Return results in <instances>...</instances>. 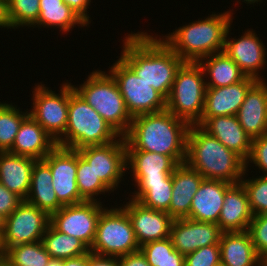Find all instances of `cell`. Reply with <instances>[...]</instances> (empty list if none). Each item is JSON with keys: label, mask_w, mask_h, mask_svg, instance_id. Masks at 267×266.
I'll return each mask as SVG.
<instances>
[{"label": "cell", "mask_w": 267, "mask_h": 266, "mask_svg": "<svg viewBox=\"0 0 267 266\" xmlns=\"http://www.w3.org/2000/svg\"><path fill=\"white\" fill-rule=\"evenodd\" d=\"M123 42L120 58L167 99L184 61L160 36H151L144 31L127 34Z\"/></svg>", "instance_id": "1"}, {"label": "cell", "mask_w": 267, "mask_h": 266, "mask_svg": "<svg viewBox=\"0 0 267 266\" xmlns=\"http://www.w3.org/2000/svg\"><path fill=\"white\" fill-rule=\"evenodd\" d=\"M189 124L167 109L132 118L124 135L126 150H141L170 156L178 165L186 161Z\"/></svg>", "instance_id": "2"}, {"label": "cell", "mask_w": 267, "mask_h": 266, "mask_svg": "<svg viewBox=\"0 0 267 266\" xmlns=\"http://www.w3.org/2000/svg\"><path fill=\"white\" fill-rule=\"evenodd\" d=\"M185 163L205 179L230 184L240 183L246 170V161L241 156L198 125L189 126Z\"/></svg>", "instance_id": "3"}, {"label": "cell", "mask_w": 267, "mask_h": 266, "mask_svg": "<svg viewBox=\"0 0 267 266\" xmlns=\"http://www.w3.org/2000/svg\"><path fill=\"white\" fill-rule=\"evenodd\" d=\"M230 11L213 13L161 36L162 40L184 61L199 62L224 49L227 29L233 23Z\"/></svg>", "instance_id": "4"}, {"label": "cell", "mask_w": 267, "mask_h": 266, "mask_svg": "<svg viewBox=\"0 0 267 266\" xmlns=\"http://www.w3.org/2000/svg\"><path fill=\"white\" fill-rule=\"evenodd\" d=\"M120 136L69 82L68 123L57 145L78 150L85 146L106 145Z\"/></svg>", "instance_id": "5"}, {"label": "cell", "mask_w": 267, "mask_h": 266, "mask_svg": "<svg viewBox=\"0 0 267 266\" xmlns=\"http://www.w3.org/2000/svg\"><path fill=\"white\" fill-rule=\"evenodd\" d=\"M75 86L74 90L121 136L128 132L133 117L128 113L119 87L109 72L95 70L83 84Z\"/></svg>", "instance_id": "6"}, {"label": "cell", "mask_w": 267, "mask_h": 266, "mask_svg": "<svg viewBox=\"0 0 267 266\" xmlns=\"http://www.w3.org/2000/svg\"><path fill=\"white\" fill-rule=\"evenodd\" d=\"M204 78V70L198 62H184L166 99V109L189 125H196L202 117L206 92Z\"/></svg>", "instance_id": "7"}, {"label": "cell", "mask_w": 267, "mask_h": 266, "mask_svg": "<svg viewBox=\"0 0 267 266\" xmlns=\"http://www.w3.org/2000/svg\"><path fill=\"white\" fill-rule=\"evenodd\" d=\"M140 250L132 224L122 205L105 207L97 221L94 242L90 252L102 256L120 257Z\"/></svg>", "instance_id": "8"}, {"label": "cell", "mask_w": 267, "mask_h": 266, "mask_svg": "<svg viewBox=\"0 0 267 266\" xmlns=\"http://www.w3.org/2000/svg\"><path fill=\"white\" fill-rule=\"evenodd\" d=\"M109 68L132 117L166 109V98L138 77L120 57Z\"/></svg>", "instance_id": "9"}, {"label": "cell", "mask_w": 267, "mask_h": 266, "mask_svg": "<svg viewBox=\"0 0 267 266\" xmlns=\"http://www.w3.org/2000/svg\"><path fill=\"white\" fill-rule=\"evenodd\" d=\"M36 84L29 114L57 142L65 134L68 123L69 82L61 85L59 94L45 84Z\"/></svg>", "instance_id": "10"}, {"label": "cell", "mask_w": 267, "mask_h": 266, "mask_svg": "<svg viewBox=\"0 0 267 266\" xmlns=\"http://www.w3.org/2000/svg\"><path fill=\"white\" fill-rule=\"evenodd\" d=\"M78 152L111 192L119 187L127 171L124 136L106 145L85 146Z\"/></svg>", "instance_id": "11"}, {"label": "cell", "mask_w": 267, "mask_h": 266, "mask_svg": "<svg viewBox=\"0 0 267 266\" xmlns=\"http://www.w3.org/2000/svg\"><path fill=\"white\" fill-rule=\"evenodd\" d=\"M51 224V215L25 200L6 218L2 234L5 251L18 244L42 241Z\"/></svg>", "instance_id": "12"}, {"label": "cell", "mask_w": 267, "mask_h": 266, "mask_svg": "<svg viewBox=\"0 0 267 266\" xmlns=\"http://www.w3.org/2000/svg\"><path fill=\"white\" fill-rule=\"evenodd\" d=\"M104 208L99 201L66 205L51 214V225L61 233L78 238L90 249L95 239L98 218Z\"/></svg>", "instance_id": "13"}, {"label": "cell", "mask_w": 267, "mask_h": 266, "mask_svg": "<svg viewBox=\"0 0 267 266\" xmlns=\"http://www.w3.org/2000/svg\"><path fill=\"white\" fill-rule=\"evenodd\" d=\"M43 160L52 173V184L58 201L63 205L84 202L76 182L77 150L56 145Z\"/></svg>", "instance_id": "14"}, {"label": "cell", "mask_w": 267, "mask_h": 266, "mask_svg": "<svg viewBox=\"0 0 267 266\" xmlns=\"http://www.w3.org/2000/svg\"><path fill=\"white\" fill-rule=\"evenodd\" d=\"M231 29L230 25L226 32L223 51L239 66L246 76L256 80H265L263 76L259 75L261 73L260 70L264 69L267 63V50L263 41L253 29L244 31L245 33L240 38H230Z\"/></svg>", "instance_id": "15"}, {"label": "cell", "mask_w": 267, "mask_h": 266, "mask_svg": "<svg viewBox=\"0 0 267 266\" xmlns=\"http://www.w3.org/2000/svg\"><path fill=\"white\" fill-rule=\"evenodd\" d=\"M128 200L122 207L128 214L139 246L170 237L174 219L167 212L145 207L131 198Z\"/></svg>", "instance_id": "16"}, {"label": "cell", "mask_w": 267, "mask_h": 266, "mask_svg": "<svg viewBox=\"0 0 267 266\" xmlns=\"http://www.w3.org/2000/svg\"><path fill=\"white\" fill-rule=\"evenodd\" d=\"M222 233L216 223L180 218L173 220L170 238L173 247L186 255L202 247L219 244Z\"/></svg>", "instance_id": "17"}, {"label": "cell", "mask_w": 267, "mask_h": 266, "mask_svg": "<svg viewBox=\"0 0 267 266\" xmlns=\"http://www.w3.org/2000/svg\"><path fill=\"white\" fill-rule=\"evenodd\" d=\"M246 76L242 81L225 87H206L200 126L207 118L236 115L249 89L257 82Z\"/></svg>", "instance_id": "18"}, {"label": "cell", "mask_w": 267, "mask_h": 266, "mask_svg": "<svg viewBox=\"0 0 267 266\" xmlns=\"http://www.w3.org/2000/svg\"><path fill=\"white\" fill-rule=\"evenodd\" d=\"M236 117L252 138L267 134V83L258 80L248 91Z\"/></svg>", "instance_id": "19"}, {"label": "cell", "mask_w": 267, "mask_h": 266, "mask_svg": "<svg viewBox=\"0 0 267 266\" xmlns=\"http://www.w3.org/2000/svg\"><path fill=\"white\" fill-rule=\"evenodd\" d=\"M248 195L243 184H232L225 193L218 226L223 233L244 232L253 218Z\"/></svg>", "instance_id": "20"}, {"label": "cell", "mask_w": 267, "mask_h": 266, "mask_svg": "<svg viewBox=\"0 0 267 266\" xmlns=\"http://www.w3.org/2000/svg\"><path fill=\"white\" fill-rule=\"evenodd\" d=\"M200 127L245 161L249 158L252 138L244 131L236 115L207 118Z\"/></svg>", "instance_id": "21"}, {"label": "cell", "mask_w": 267, "mask_h": 266, "mask_svg": "<svg viewBox=\"0 0 267 266\" xmlns=\"http://www.w3.org/2000/svg\"><path fill=\"white\" fill-rule=\"evenodd\" d=\"M231 185L221 180L204 179L193 196L190 214L186 218L218 224L224 196Z\"/></svg>", "instance_id": "22"}, {"label": "cell", "mask_w": 267, "mask_h": 266, "mask_svg": "<svg viewBox=\"0 0 267 266\" xmlns=\"http://www.w3.org/2000/svg\"><path fill=\"white\" fill-rule=\"evenodd\" d=\"M205 178L186 163L179 164L172 173V195L169 215L173 219L186 218L190 214L193 196Z\"/></svg>", "instance_id": "23"}, {"label": "cell", "mask_w": 267, "mask_h": 266, "mask_svg": "<svg viewBox=\"0 0 267 266\" xmlns=\"http://www.w3.org/2000/svg\"><path fill=\"white\" fill-rule=\"evenodd\" d=\"M57 143L29 114L21 123L12 147L13 154L42 160Z\"/></svg>", "instance_id": "24"}, {"label": "cell", "mask_w": 267, "mask_h": 266, "mask_svg": "<svg viewBox=\"0 0 267 266\" xmlns=\"http://www.w3.org/2000/svg\"><path fill=\"white\" fill-rule=\"evenodd\" d=\"M36 159L0 151V183L25 200Z\"/></svg>", "instance_id": "25"}, {"label": "cell", "mask_w": 267, "mask_h": 266, "mask_svg": "<svg viewBox=\"0 0 267 266\" xmlns=\"http://www.w3.org/2000/svg\"><path fill=\"white\" fill-rule=\"evenodd\" d=\"M178 164L167 155L141 150H126V167L133 180L162 179L172 174Z\"/></svg>", "instance_id": "26"}, {"label": "cell", "mask_w": 267, "mask_h": 266, "mask_svg": "<svg viewBox=\"0 0 267 266\" xmlns=\"http://www.w3.org/2000/svg\"><path fill=\"white\" fill-rule=\"evenodd\" d=\"M221 266H267L258 256L247 231L222 233Z\"/></svg>", "instance_id": "27"}, {"label": "cell", "mask_w": 267, "mask_h": 266, "mask_svg": "<svg viewBox=\"0 0 267 266\" xmlns=\"http://www.w3.org/2000/svg\"><path fill=\"white\" fill-rule=\"evenodd\" d=\"M25 201L50 215L63 207L54 191L51 169L43 159L36 160L32 167L29 194Z\"/></svg>", "instance_id": "28"}, {"label": "cell", "mask_w": 267, "mask_h": 266, "mask_svg": "<svg viewBox=\"0 0 267 266\" xmlns=\"http://www.w3.org/2000/svg\"><path fill=\"white\" fill-rule=\"evenodd\" d=\"M40 14L38 20L31 26L38 29L60 28L64 34L70 32L76 25L81 27L89 26L75 11L67 6L63 0H40ZM35 26V27H34Z\"/></svg>", "instance_id": "29"}, {"label": "cell", "mask_w": 267, "mask_h": 266, "mask_svg": "<svg viewBox=\"0 0 267 266\" xmlns=\"http://www.w3.org/2000/svg\"><path fill=\"white\" fill-rule=\"evenodd\" d=\"M198 63L202 66L205 77L210 78L206 79V87H225L246 77L224 51L204 57Z\"/></svg>", "instance_id": "30"}, {"label": "cell", "mask_w": 267, "mask_h": 266, "mask_svg": "<svg viewBox=\"0 0 267 266\" xmlns=\"http://www.w3.org/2000/svg\"><path fill=\"white\" fill-rule=\"evenodd\" d=\"M137 191L131 199L140 202L143 206L164 211L169 214L172 195V174L162 179L134 180Z\"/></svg>", "instance_id": "31"}, {"label": "cell", "mask_w": 267, "mask_h": 266, "mask_svg": "<svg viewBox=\"0 0 267 266\" xmlns=\"http://www.w3.org/2000/svg\"><path fill=\"white\" fill-rule=\"evenodd\" d=\"M42 243L51 258L66 260L85 255L89 248L78 238L56 230L51 224L43 235Z\"/></svg>", "instance_id": "32"}, {"label": "cell", "mask_w": 267, "mask_h": 266, "mask_svg": "<svg viewBox=\"0 0 267 266\" xmlns=\"http://www.w3.org/2000/svg\"><path fill=\"white\" fill-rule=\"evenodd\" d=\"M50 260L42 241H37L8 248L4 266H46Z\"/></svg>", "instance_id": "33"}, {"label": "cell", "mask_w": 267, "mask_h": 266, "mask_svg": "<svg viewBox=\"0 0 267 266\" xmlns=\"http://www.w3.org/2000/svg\"><path fill=\"white\" fill-rule=\"evenodd\" d=\"M150 266H185V255L174 247L170 237L140 246Z\"/></svg>", "instance_id": "34"}, {"label": "cell", "mask_w": 267, "mask_h": 266, "mask_svg": "<svg viewBox=\"0 0 267 266\" xmlns=\"http://www.w3.org/2000/svg\"><path fill=\"white\" fill-rule=\"evenodd\" d=\"M29 115L28 111H20L15 105L0 104V151H8L15 140L22 121Z\"/></svg>", "instance_id": "35"}, {"label": "cell", "mask_w": 267, "mask_h": 266, "mask_svg": "<svg viewBox=\"0 0 267 266\" xmlns=\"http://www.w3.org/2000/svg\"><path fill=\"white\" fill-rule=\"evenodd\" d=\"M77 188L80 196L85 201H99L96 198L100 194L109 193L110 190L96 177L92 167L80 156L77 150V172H76Z\"/></svg>", "instance_id": "36"}, {"label": "cell", "mask_w": 267, "mask_h": 266, "mask_svg": "<svg viewBox=\"0 0 267 266\" xmlns=\"http://www.w3.org/2000/svg\"><path fill=\"white\" fill-rule=\"evenodd\" d=\"M40 0H7L11 29L31 27L40 14Z\"/></svg>", "instance_id": "37"}, {"label": "cell", "mask_w": 267, "mask_h": 266, "mask_svg": "<svg viewBox=\"0 0 267 266\" xmlns=\"http://www.w3.org/2000/svg\"><path fill=\"white\" fill-rule=\"evenodd\" d=\"M249 169L245 170L241 183L246 189L248 201L254 216L267 214V176H256L252 179H244ZM258 177V178H257Z\"/></svg>", "instance_id": "38"}, {"label": "cell", "mask_w": 267, "mask_h": 266, "mask_svg": "<svg viewBox=\"0 0 267 266\" xmlns=\"http://www.w3.org/2000/svg\"><path fill=\"white\" fill-rule=\"evenodd\" d=\"M247 232L256 253L267 265V214L253 216Z\"/></svg>", "instance_id": "39"}, {"label": "cell", "mask_w": 267, "mask_h": 266, "mask_svg": "<svg viewBox=\"0 0 267 266\" xmlns=\"http://www.w3.org/2000/svg\"><path fill=\"white\" fill-rule=\"evenodd\" d=\"M220 245L205 246L185 255V266H221Z\"/></svg>", "instance_id": "40"}, {"label": "cell", "mask_w": 267, "mask_h": 266, "mask_svg": "<svg viewBox=\"0 0 267 266\" xmlns=\"http://www.w3.org/2000/svg\"><path fill=\"white\" fill-rule=\"evenodd\" d=\"M262 171V176H267V134L252 139L251 153L246 160V169L250 163ZM264 173V174H263Z\"/></svg>", "instance_id": "41"}, {"label": "cell", "mask_w": 267, "mask_h": 266, "mask_svg": "<svg viewBox=\"0 0 267 266\" xmlns=\"http://www.w3.org/2000/svg\"><path fill=\"white\" fill-rule=\"evenodd\" d=\"M23 201L20 196L0 183V213L3 216L7 218Z\"/></svg>", "instance_id": "42"}, {"label": "cell", "mask_w": 267, "mask_h": 266, "mask_svg": "<svg viewBox=\"0 0 267 266\" xmlns=\"http://www.w3.org/2000/svg\"><path fill=\"white\" fill-rule=\"evenodd\" d=\"M119 266H150L145 255L140 251L119 257Z\"/></svg>", "instance_id": "43"}, {"label": "cell", "mask_w": 267, "mask_h": 266, "mask_svg": "<svg viewBox=\"0 0 267 266\" xmlns=\"http://www.w3.org/2000/svg\"><path fill=\"white\" fill-rule=\"evenodd\" d=\"M63 2L75 11L88 25L91 23L87 9L91 0H63Z\"/></svg>", "instance_id": "44"}, {"label": "cell", "mask_w": 267, "mask_h": 266, "mask_svg": "<svg viewBox=\"0 0 267 266\" xmlns=\"http://www.w3.org/2000/svg\"><path fill=\"white\" fill-rule=\"evenodd\" d=\"M88 266H119V257L102 256L89 251Z\"/></svg>", "instance_id": "45"}, {"label": "cell", "mask_w": 267, "mask_h": 266, "mask_svg": "<svg viewBox=\"0 0 267 266\" xmlns=\"http://www.w3.org/2000/svg\"><path fill=\"white\" fill-rule=\"evenodd\" d=\"M60 266H88V253L79 257L60 260Z\"/></svg>", "instance_id": "46"}, {"label": "cell", "mask_w": 267, "mask_h": 266, "mask_svg": "<svg viewBox=\"0 0 267 266\" xmlns=\"http://www.w3.org/2000/svg\"><path fill=\"white\" fill-rule=\"evenodd\" d=\"M0 28H11V24L8 19L7 0H0Z\"/></svg>", "instance_id": "47"}, {"label": "cell", "mask_w": 267, "mask_h": 266, "mask_svg": "<svg viewBox=\"0 0 267 266\" xmlns=\"http://www.w3.org/2000/svg\"><path fill=\"white\" fill-rule=\"evenodd\" d=\"M5 262V248L3 245V237L2 234L0 233V266H4Z\"/></svg>", "instance_id": "48"}, {"label": "cell", "mask_w": 267, "mask_h": 266, "mask_svg": "<svg viewBox=\"0 0 267 266\" xmlns=\"http://www.w3.org/2000/svg\"><path fill=\"white\" fill-rule=\"evenodd\" d=\"M6 217L0 213V233L3 234L5 230Z\"/></svg>", "instance_id": "49"}, {"label": "cell", "mask_w": 267, "mask_h": 266, "mask_svg": "<svg viewBox=\"0 0 267 266\" xmlns=\"http://www.w3.org/2000/svg\"><path fill=\"white\" fill-rule=\"evenodd\" d=\"M46 266H60V260L55 259V258H51V260L49 261V263Z\"/></svg>", "instance_id": "50"}, {"label": "cell", "mask_w": 267, "mask_h": 266, "mask_svg": "<svg viewBox=\"0 0 267 266\" xmlns=\"http://www.w3.org/2000/svg\"><path fill=\"white\" fill-rule=\"evenodd\" d=\"M241 2V0H239ZM246 4H252L254 6L255 3L259 4L258 2H262V0H242Z\"/></svg>", "instance_id": "51"}]
</instances>
